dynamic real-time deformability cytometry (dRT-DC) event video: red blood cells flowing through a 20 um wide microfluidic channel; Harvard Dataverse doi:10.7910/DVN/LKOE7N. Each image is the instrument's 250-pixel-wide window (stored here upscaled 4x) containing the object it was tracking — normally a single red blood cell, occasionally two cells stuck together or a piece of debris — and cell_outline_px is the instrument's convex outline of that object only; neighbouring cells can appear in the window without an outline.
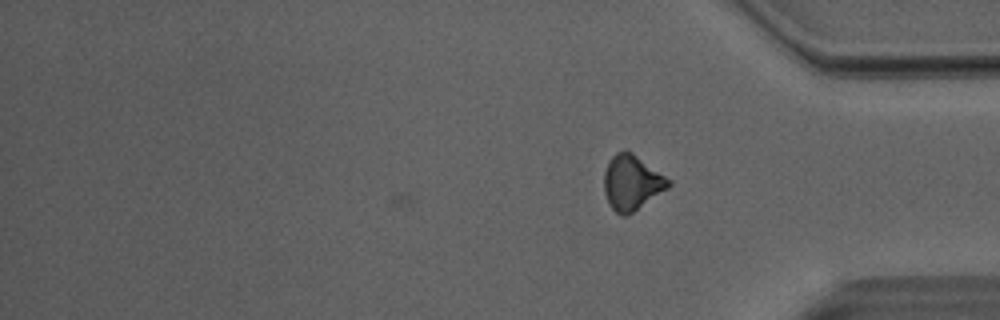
{"species": "Egyptian fruit bat (a non-hibernating species)", "species_latin": "Rousettus aegyptiacus", "temperature_condition": "room temperature", "stored_images_in_passage": 30, "camera_frame_rate_fps": 3000, "um_per_image_px": 0.085, "animal": {"sex": "male"}, "frame": {"image": 1, "passage_image": 30, "time_ms": 9.667, "image_size_px": [1000, 320], "cell_outline_px": [[672, 184], [668, 188], [628, 216], [620, 216], [608, 204], [604, 192], [604, 172], [608, 160], [616, 152], [632, 152], [672, 180]], "centroid_in_image_um": [53.7, 15.54], "position_along_channel_um": 381.5, "area_um2": 20.81}, "authors_computed_cell_mechanics": {"area_um2": 20.9236, "velocity_mm_per_s": 4.068, "shape_relaxation_time_tau1_ms": 7.2667, "shape_relaxation_time_tau2_ms": 3.5356, "deformation_change_tau1": 0.1287, "deformation_change_tau2": 0.1061}}